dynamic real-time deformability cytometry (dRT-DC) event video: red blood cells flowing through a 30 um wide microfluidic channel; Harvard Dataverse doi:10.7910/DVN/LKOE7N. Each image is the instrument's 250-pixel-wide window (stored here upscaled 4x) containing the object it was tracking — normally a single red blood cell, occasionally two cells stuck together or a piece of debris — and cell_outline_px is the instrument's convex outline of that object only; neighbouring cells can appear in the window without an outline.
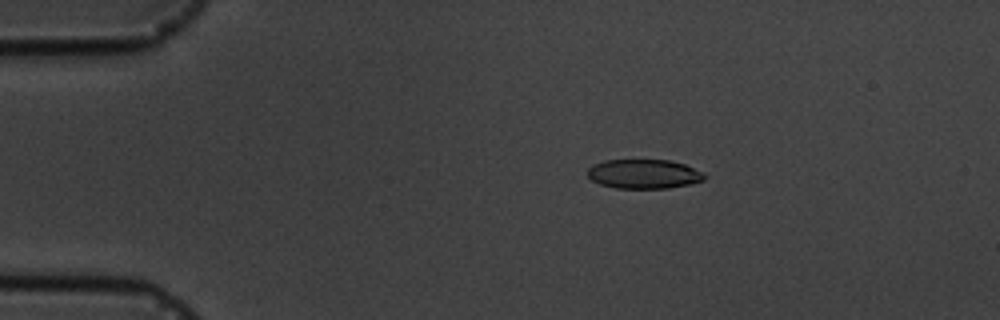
{"species": "common noctule bat (a hibernating species)", "species_latin": "Nyctalus noctula", "temperature_condition": "cold", "stored_images_in_passage": 3, "camera_frame_rate_fps": 3000, "um_per_image_px": 0.085, "animal": {"sex": "male", "body_mass_g": 19.5, "forearm_length_mm": 54.6}, "frame": {"image": 1, "passage_image": 2, "time_ms": 1.333, "image_size_px": [1000, 320], "cell_outline_px": [[708, 176], [704, 180], [692, 184], [668, 188], [616, 188], [600, 184], [592, 180], [588, 176], [588, 168], [592, 164], [604, 160], [668, 160], [684, 164], [704, 172]], "centroid_in_image_um": [54.75, 14.79], "position_along_channel_um": 30.2, "area_um2": 20.11}}